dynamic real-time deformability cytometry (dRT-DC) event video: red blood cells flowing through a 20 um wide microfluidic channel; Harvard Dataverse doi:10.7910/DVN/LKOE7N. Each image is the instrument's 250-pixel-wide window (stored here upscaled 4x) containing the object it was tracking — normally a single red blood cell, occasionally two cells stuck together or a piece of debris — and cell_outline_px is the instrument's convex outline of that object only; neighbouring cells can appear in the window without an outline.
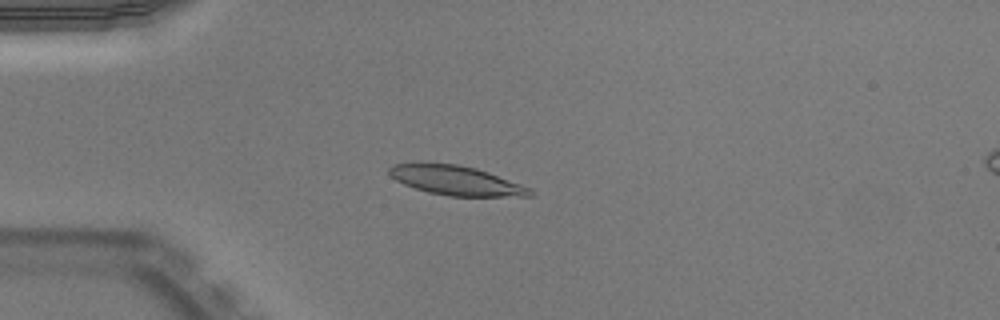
{"species": "Egyptian fruit bat (a non-hibernating species)", "species_latin": "Rousettus aegyptiacus", "temperature_condition": "warm", "stored_images_in_passage": 51, "camera_frame_rate_fps": 3000, "um_per_image_px": 0.085, "animal": {"sex": "male"}, "frame": {"image": 1, "passage_image": 14, "time_ms": 4.333, "image_size_px": [1000, 320], "cell_outline_px": [[536, 192], [532, 196], [448, 196], [428, 192], [404, 184], [396, 180], [388, 172], [388, 168], [392, 164], [456, 164], [476, 168], [488, 172], [532, 188]], "centroid_in_image_um": [38.83, 15.36], "position_along_channel_um": 46.2, "area_um2": 23.81}}
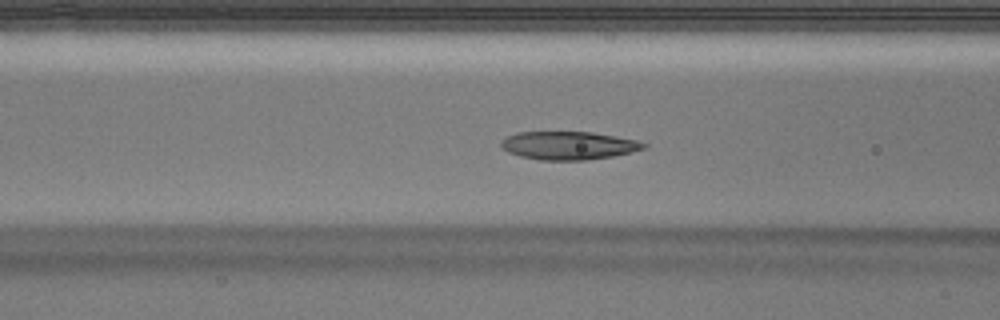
{"frame": {"image": 2, "passage_image": 21, "time_ms": 6.667, "image_size_px": [1000, 320], "cell_outline_px": [[648, 148], [632, 152], [612, 156], [588, 160], [540, 160], [520, 156], [508, 152], [500, 144], [500, 140], [516, 132], [592, 132], [616, 136], [636, 140], [648, 144]], "centroid_in_image_um": [48.35, 12.37], "position_along_channel_um": 118.2, "area_um2": 23.52}}
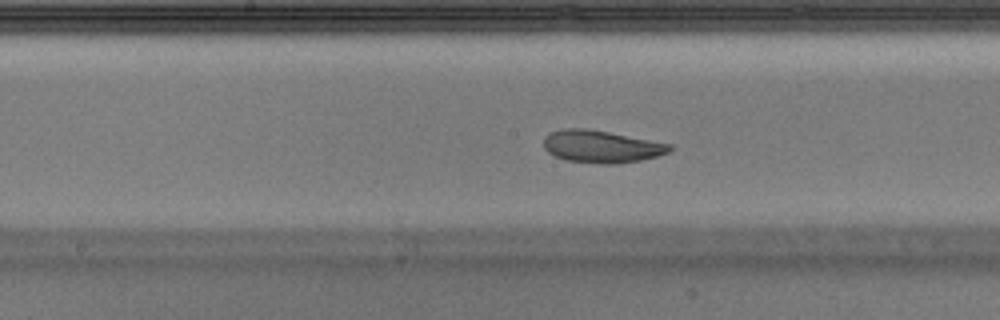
{"frame": {"image": 3, "passage_image": 27, "time_ms": 8.667, "image_size_px": [1000, 320], "cell_outline_px": [[672, 148], [668, 152], [656, 156], [640, 160], [616, 164], [600, 164], [568, 160], [556, 156], [548, 152], [544, 148], [544, 136], [552, 132], [564, 128], [584, 128], [608, 132], [672, 144]], "centroid_in_image_um": [51.11, 12.45], "position_along_channel_um": 197.1, "area_um2": 23.52}, "authors_computed_cell_mechanics": {"area_um2": 24.1604, "velocity_mm_per_s": 3.9271, "shape_relaxation_time_tau1_ms": 3.3067, "shape_relaxation_time_tau2_ms": 2.4223, "deformation_change_tau1": 0.13, "deformation_change_tau2": 0.0932}}